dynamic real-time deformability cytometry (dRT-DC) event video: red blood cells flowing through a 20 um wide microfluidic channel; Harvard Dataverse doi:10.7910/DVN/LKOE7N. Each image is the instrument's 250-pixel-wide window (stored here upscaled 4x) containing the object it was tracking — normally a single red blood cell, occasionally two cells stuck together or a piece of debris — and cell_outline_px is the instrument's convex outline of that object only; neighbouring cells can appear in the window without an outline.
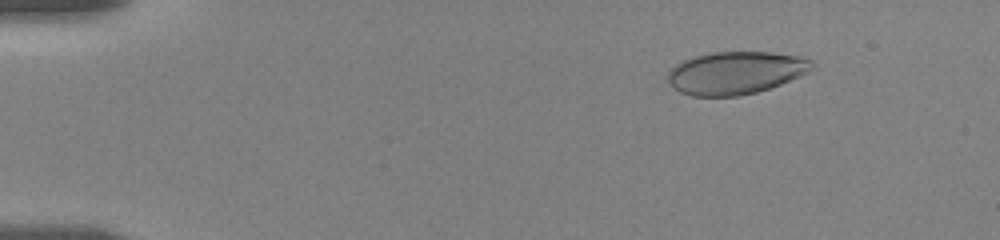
{"species": "human", "species_latin": "Homo sapiens", "temperature_condition": "room temperature", "stored_images_in_passage": 9, "camera_frame_rate_fps": 3000, "um_per_image_px": 0.085, "donor": {"sex": "female"}, "frame": {"image": 1, "passage_image": 3, "time_ms": 1.667, "image_size_px": [1000, 240], "cell_outline_px": [[816, 68], [808, 72], [780, 84], [756, 92], [740, 96], [692, 96], [680, 92], [672, 88], [668, 80], [668, 72], [676, 64], [692, 56], [712, 52], [768, 52], [800, 56], [812, 60], [816, 64]], "centroid_in_image_um": [62.53, 6.18], "position_along_channel_um": 22.5, "area_um2": 36.01}}
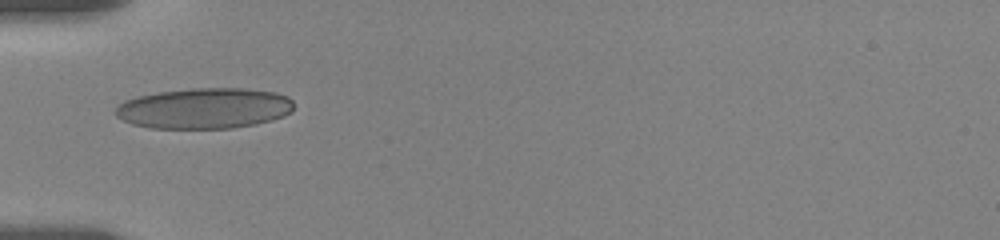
{"frame": {"image": 2, "passage_image": 7, "time_ms": 5.667, "image_size_px": [1000, 240], "cell_outline_px": [[292, 112], [284, 116], [272, 120], [256, 124], [232, 128], [152, 128], [132, 124], [116, 116], [116, 108], [124, 100], [136, 96], [160, 92], [192, 88], [244, 88], [276, 92], [288, 96], [292, 100]], "centroid_in_image_um": [17.39, 9.2], "position_along_channel_um": 67.6, "area_um2": 42.37}}
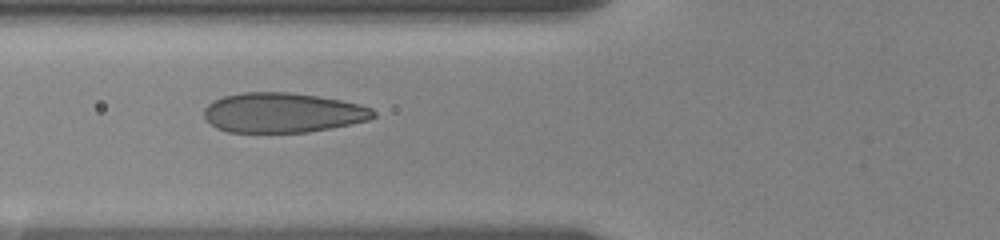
{"frame": {"image": 3, "passage_image": 8, "time_ms": 6.667, "image_size_px": [1000, 240], "cell_outline_px": [[376, 116], [368, 120], [352, 124], [308, 132], [228, 132], [216, 128], [204, 116], [204, 108], [208, 104], [224, 96], [244, 92], [288, 92], [316, 96], [340, 100], [360, 104], [372, 108], [376, 112]], "centroid_in_image_um": [24.05, 9.58], "position_along_channel_um": 101.7, "area_um2": 39.19}}